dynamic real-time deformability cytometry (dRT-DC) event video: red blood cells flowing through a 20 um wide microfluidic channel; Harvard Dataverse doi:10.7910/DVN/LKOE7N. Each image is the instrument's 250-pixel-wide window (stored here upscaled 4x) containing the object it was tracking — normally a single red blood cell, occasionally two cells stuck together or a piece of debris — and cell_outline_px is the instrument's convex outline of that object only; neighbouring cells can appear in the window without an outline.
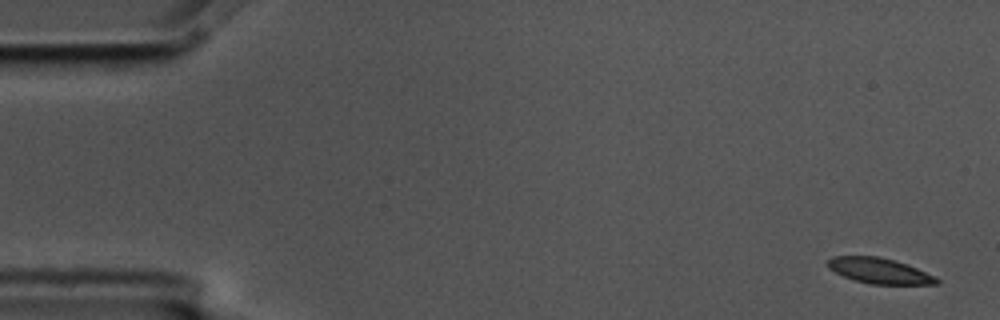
{"species": "common noctule bat (a hibernating species)", "species_latin": "Nyctalus noctula", "temperature_condition": "cold", "stored_images_in_passage": 5, "camera_frame_rate_fps": 3000, "um_per_image_px": 0.085, "animal": {"sex": "male", "body_mass_g": 17.5, "forearm_length_mm": 52.3}, "frame": {"image": 1, "passage_image": 1, "time_ms": 0.0, "image_size_px": [1000, 320], "cell_outline_px": [[940, 284], [868, 284], [844, 276], [828, 268], [828, 260], [832, 256], [876, 256], [892, 260], [916, 268], [940, 280]], "centroid_in_image_um": [74.71, 23.02], "position_along_channel_um": 10.3, "area_um2": 15.78}}